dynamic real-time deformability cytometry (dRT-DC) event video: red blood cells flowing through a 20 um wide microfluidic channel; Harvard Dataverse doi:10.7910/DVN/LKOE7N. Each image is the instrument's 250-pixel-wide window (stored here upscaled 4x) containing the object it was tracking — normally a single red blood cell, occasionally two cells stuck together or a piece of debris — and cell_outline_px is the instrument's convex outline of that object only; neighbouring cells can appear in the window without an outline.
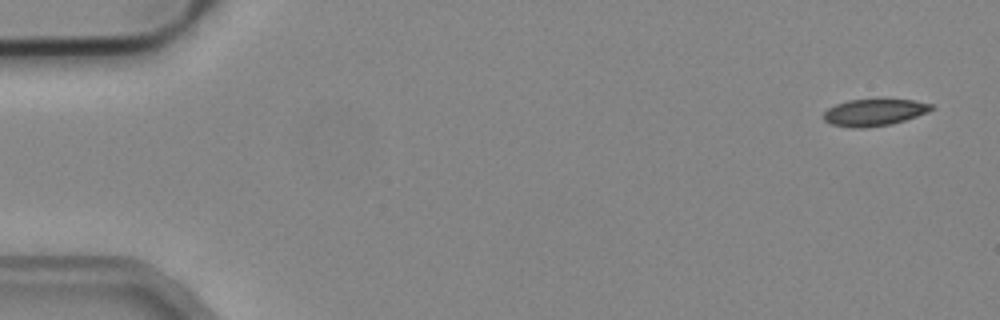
{"species": "common noctule bat (a hibernating species)", "species_latin": "Nyctalus noctula", "temperature_condition": "cold", "stored_images_in_passage": 6, "camera_frame_rate_fps": 3000, "um_per_image_px": 0.085, "animal": {"sex": "male", "body_mass_g": 19.2, "forearm_length_mm": 51.8}, "frame": {"image": 1, "passage_image": 1, "time_ms": 0.0, "image_size_px": [1000, 320], "cell_outline_px": [[932, 108], [928, 112], [892, 124], [864, 128], [852, 128], [832, 124], [824, 120], [824, 112], [828, 108], [836, 104], [848, 100], [876, 96], [912, 100], [932, 104]], "centroid_in_image_um": [74.3, 9.5], "position_along_channel_um": 10.7, "area_um2": 17.51}}
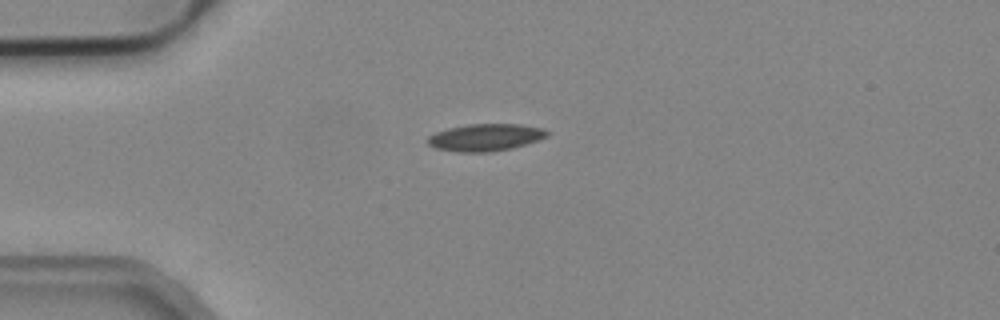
{"frame": {"image": 2, "passage_image": 4, "time_ms": 1.0, "image_size_px": [1000, 320], "cell_outline_px": [[548, 136], [512, 148], [492, 152], [460, 152], [436, 148], [428, 144], [428, 136], [436, 132], [448, 128], [468, 124], [520, 124], [544, 128], [548, 132]], "centroid_in_image_um": [41.26, 11.67], "position_along_channel_um": 43.7, "area_um2": 18.79}}